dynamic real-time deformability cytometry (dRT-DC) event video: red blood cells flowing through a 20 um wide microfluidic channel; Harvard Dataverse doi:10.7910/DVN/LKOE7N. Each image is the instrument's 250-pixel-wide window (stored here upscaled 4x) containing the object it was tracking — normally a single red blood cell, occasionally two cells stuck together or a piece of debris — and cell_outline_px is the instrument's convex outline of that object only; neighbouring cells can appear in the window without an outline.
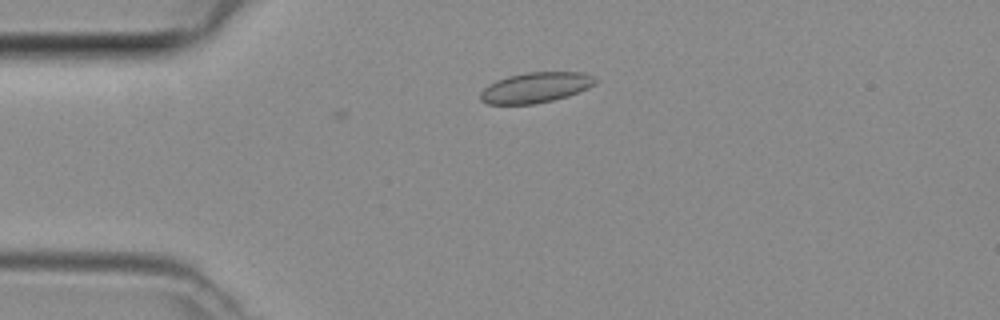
{"species": "common noctule bat (a hibernating species)", "species_latin": "Nyctalus noctula", "temperature_condition": "room temperature", "stored_images_in_passage": 4, "camera_frame_rate_fps": 3000, "um_per_image_px": 0.085, "animal": {"sex": "female", "body_mass_g": 29.2, "forearm_length_mm": 56.3}, "frame": {"image": 1, "passage_image": 4, "time_ms": 1.0, "image_size_px": [1000, 320], "cell_outline_px": [[596, 84], [588, 88], [568, 96], [552, 100], [532, 104], [488, 104], [480, 100], [480, 92], [488, 84], [496, 80], [508, 76], [524, 72], [584, 72], [592, 76], [596, 80]], "centroid_in_image_um": [45.51, 7.43], "position_along_channel_um": 39.5, "area_um2": 20.4}}